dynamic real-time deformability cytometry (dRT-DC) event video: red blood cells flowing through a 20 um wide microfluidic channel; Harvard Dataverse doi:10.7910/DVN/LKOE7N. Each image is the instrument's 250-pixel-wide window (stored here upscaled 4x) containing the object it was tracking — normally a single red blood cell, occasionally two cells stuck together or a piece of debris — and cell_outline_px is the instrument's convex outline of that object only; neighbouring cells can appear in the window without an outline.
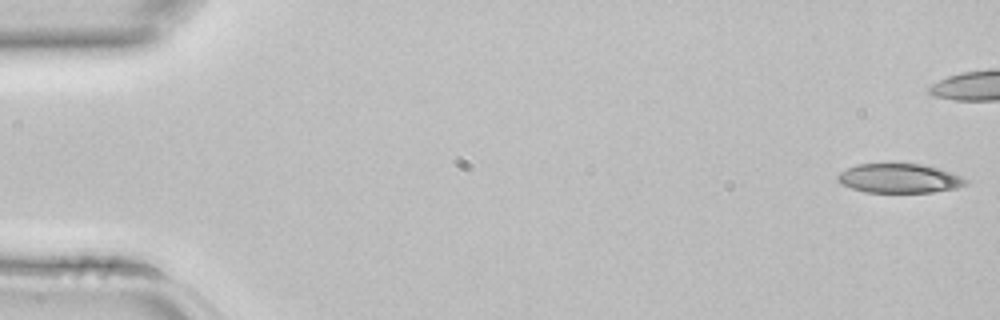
{"species": "common noctule bat (a hibernating species)", "species_latin": "Nyctalus noctula", "temperature_condition": "room temperature", "stored_images_in_passage": 8, "camera_frame_rate_fps": 3000, "um_per_image_px": 0.085, "animal": {"sex": "female", "body_mass_g": 22.7, "forearm_length_mm": 54.2}, "frame": {"image": 1, "passage_image": 1, "time_ms": 0.0, "image_size_px": [1000, 320], "cell_outline_px": [[968, 184], [956, 188], [932, 192], [864, 192], [840, 184], [836, 180], [836, 176], [840, 172], [856, 164], [924, 164], [960, 176], [968, 180]], "centroid_in_image_um": [76.4, 15.16], "position_along_channel_um": 8.6, "area_um2": 21.73}}